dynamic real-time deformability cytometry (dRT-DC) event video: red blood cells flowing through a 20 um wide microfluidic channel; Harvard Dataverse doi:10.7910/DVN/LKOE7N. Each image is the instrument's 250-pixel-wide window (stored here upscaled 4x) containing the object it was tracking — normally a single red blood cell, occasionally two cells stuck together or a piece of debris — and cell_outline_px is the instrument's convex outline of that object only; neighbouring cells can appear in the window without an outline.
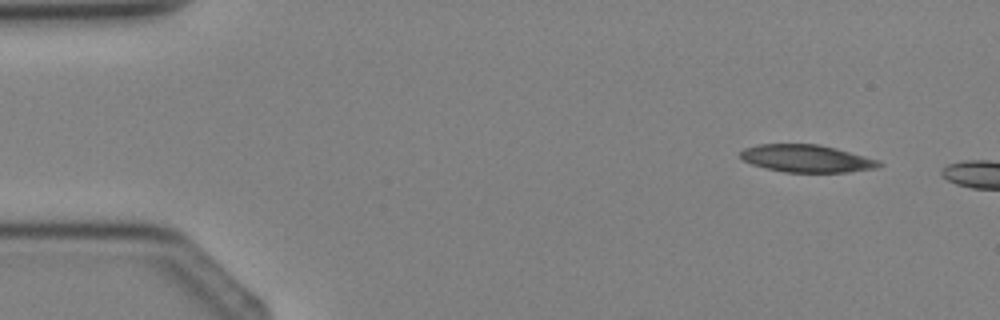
{"species": "Egyptian fruit bat (a non-hibernating species)", "species_latin": "Rousettus aegyptiacus", "temperature_condition": "cold", "stored_images_in_passage": 3, "camera_frame_rate_fps": 3000, "um_per_image_px": 0.085, "animal": {"sex": "female"}, "frame": {"image": 1, "passage_image": 1, "time_ms": 0.0, "image_size_px": [1000, 320], "cell_outline_px": [[884, 164], [880, 168], [848, 172], [784, 172], [764, 168], [752, 164], [744, 160], [740, 156], [740, 152], [744, 148], [760, 144], [820, 144], [836, 148], [880, 160]], "centroid_in_image_um": [68.61, 13.48], "position_along_channel_um": 16.4, "area_um2": 22.37}}